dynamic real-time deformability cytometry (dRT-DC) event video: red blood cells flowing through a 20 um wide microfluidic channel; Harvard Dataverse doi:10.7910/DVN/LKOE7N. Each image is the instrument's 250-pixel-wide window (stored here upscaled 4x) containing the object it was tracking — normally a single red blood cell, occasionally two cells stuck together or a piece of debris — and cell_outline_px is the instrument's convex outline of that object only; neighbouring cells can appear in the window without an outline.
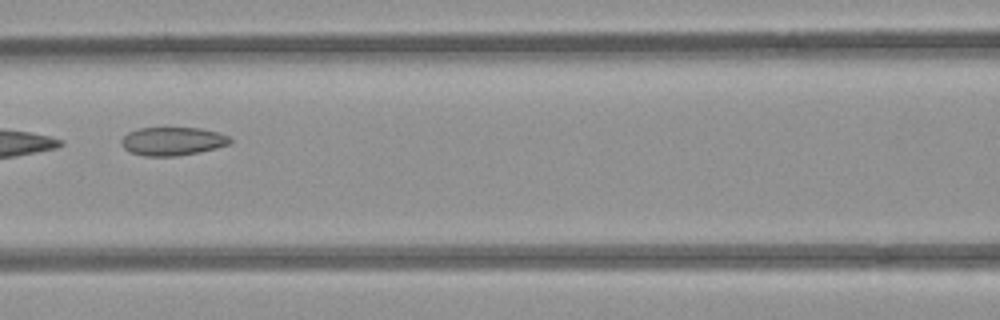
{"species": "common noctule bat (a hibernating species)", "species_latin": "Nyctalus noctula", "temperature_condition": "room temperature", "stored_images_in_passage": 6, "camera_frame_rate_fps": 3000, "um_per_image_px": 0.085, "animal": {"sex": "female", "body_mass_g": 21.9}, "frame": {"image": 1, "passage_image": 3, "time_ms": 2.333, "image_size_px": [1000, 320], "cell_outline_px": [[232, 144], [200, 152], [176, 156], [144, 156], [132, 152], [124, 148], [120, 140], [128, 132], [140, 128], [200, 128], [216, 132], [228, 136], [232, 140]], "centroid_in_image_um": [14.69, 12.01], "position_along_channel_um": 151.9, "area_um2": 17.92}}
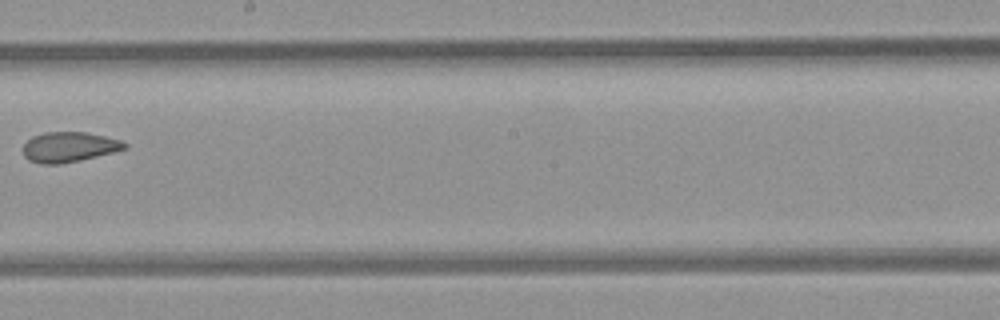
{"frame": {"image": 2, "passage_image": 5, "time_ms": 4.667, "image_size_px": [1000, 320], "cell_outline_px": [[128, 148], [80, 160], [60, 164], [40, 164], [28, 160], [24, 156], [24, 144], [32, 136], [44, 132], [88, 132], [120, 140], [128, 144]], "centroid_in_image_um": [5.86, 12.49], "position_along_channel_um": 242.3, "area_um2": 17.8}}
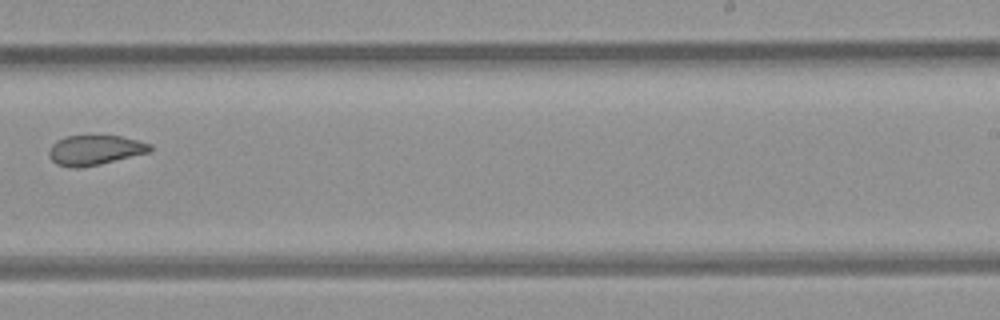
{"frame": {"image": 3, "passage_image": 6, "time_ms": 5.667, "image_size_px": [1000, 320], "cell_outline_px": [[152, 148], [148, 152], [100, 164], [80, 168], [72, 168], [56, 164], [48, 156], [48, 152], [52, 144], [56, 140], [64, 136], [120, 136], [152, 144]], "centroid_in_image_um": [8.01, 12.76], "position_along_channel_um": 281.0, "area_um2": 17.51}}